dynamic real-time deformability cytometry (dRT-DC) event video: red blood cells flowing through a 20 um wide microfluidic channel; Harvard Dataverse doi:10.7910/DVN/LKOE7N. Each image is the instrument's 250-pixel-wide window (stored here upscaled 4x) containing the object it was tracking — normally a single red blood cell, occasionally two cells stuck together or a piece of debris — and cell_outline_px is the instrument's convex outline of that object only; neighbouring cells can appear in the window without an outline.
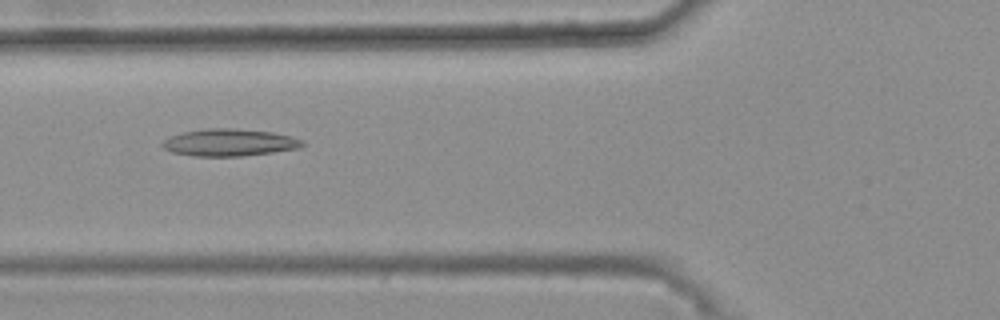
{"species": "common noctule bat (a hibernating species)", "species_latin": "Nyctalus noctula", "temperature_condition": "warm", "stored_images_in_passage": 49, "camera_frame_rate_fps": 3000, "um_per_image_px": 0.085, "animal": {"sex": "female", "body_mass_g": 25.1}, "frame": {"image": 1, "passage_image": 20, "time_ms": 6.333, "image_size_px": [1000, 320], "cell_outline_px": [[304, 144], [300, 148], [272, 152], [240, 156], [192, 156], [172, 152], [164, 148], [160, 144], [168, 136], [184, 132], [208, 128], [236, 128], [272, 132], [292, 136], [304, 140]], "centroid_in_image_um": [19.5, 12.11], "position_along_channel_um": 106.3, "area_um2": 22.25}}
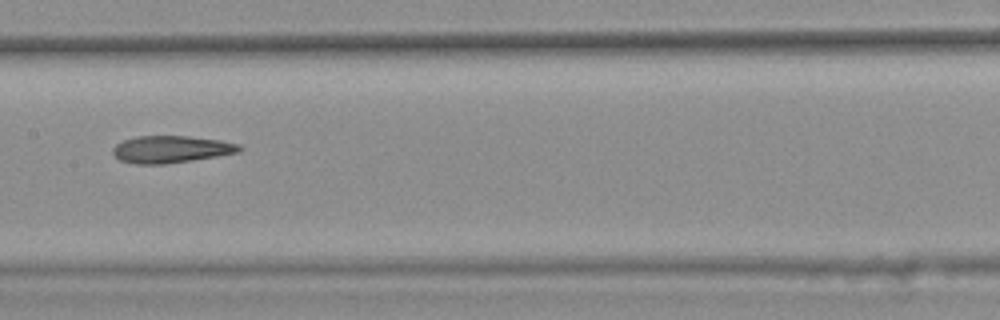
{"frame": {"image": 2, "passage_image": 27, "time_ms": 8.667, "image_size_px": [1000, 320], "cell_outline_px": [[244, 148], [240, 152], [192, 160], [164, 164], [136, 164], [120, 160], [112, 152], [112, 148], [116, 144], [124, 140], [136, 136], [188, 136], [220, 140], [240, 144]], "centroid_in_image_um": [14.56, 12.68], "position_along_channel_um": 192.8, "area_um2": 20.0}}
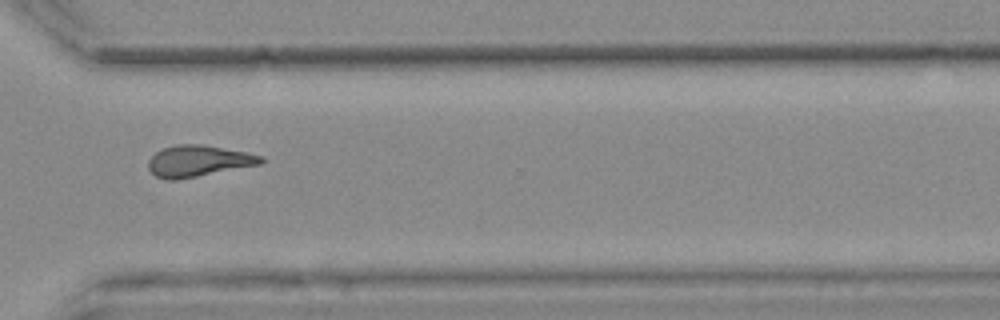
{"frame": {"image": 3, "passage_image": 40, "time_ms": 13.0, "image_size_px": [1000, 320], "cell_outline_px": [[264, 160], [260, 164], [176, 180], [168, 180], [156, 176], [148, 168], [148, 160], [156, 152], [164, 148], [176, 144], [204, 144], [248, 152], [264, 156]], "centroid_in_image_um": [16.87, 13.67], "position_along_channel_um": 353.7, "area_um2": 20.52}, "authors_computed_cell_mechanics": {"area_um2": 20.519, "velocity_mm_per_s": 3.7043, "shape_relaxation_time_tau1_ms": null, "shape_relaxation_time_tau2_ms": 5.5317, "deformation_change_tau1": null, "deformation_change_tau2": 0.1635}}